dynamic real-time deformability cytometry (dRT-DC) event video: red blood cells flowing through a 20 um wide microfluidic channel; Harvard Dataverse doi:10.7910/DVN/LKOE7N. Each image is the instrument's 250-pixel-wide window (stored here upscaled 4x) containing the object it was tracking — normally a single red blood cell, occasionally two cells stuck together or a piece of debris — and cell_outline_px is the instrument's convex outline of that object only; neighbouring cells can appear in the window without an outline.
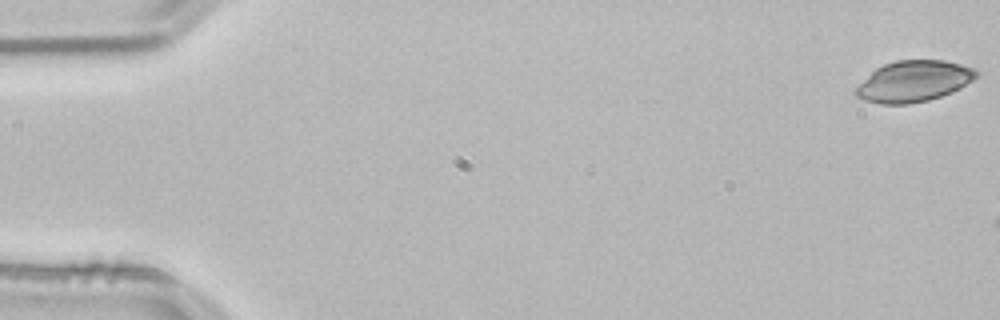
{"species": "common noctule bat (a hibernating species)", "species_latin": "Nyctalus noctula", "temperature_condition": "room temperature", "stored_images_in_passage": 8, "camera_frame_rate_fps": 3000, "um_per_image_px": 0.085, "animal": {"sex": "male", "body_mass_g": 21.5, "forearm_length_mm": 52.0}, "frame": {"image": 1, "passage_image": 1, "time_ms": 0.0, "image_size_px": [1000, 320], "cell_outline_px": [[980, 72], [972, 80], [960, 88], [952, 92], [928, 100], [908, 104], [880, 104], [864, 100], [856, 96], [852, 92], [876, 68], [884, 64], [896, 60], [944, 60], [960, 64], [972, 68]], "centroid_in_image_um": [77.65, 6.91], "position_along_channel_um": 7.3, "area_um2": 28.67}}